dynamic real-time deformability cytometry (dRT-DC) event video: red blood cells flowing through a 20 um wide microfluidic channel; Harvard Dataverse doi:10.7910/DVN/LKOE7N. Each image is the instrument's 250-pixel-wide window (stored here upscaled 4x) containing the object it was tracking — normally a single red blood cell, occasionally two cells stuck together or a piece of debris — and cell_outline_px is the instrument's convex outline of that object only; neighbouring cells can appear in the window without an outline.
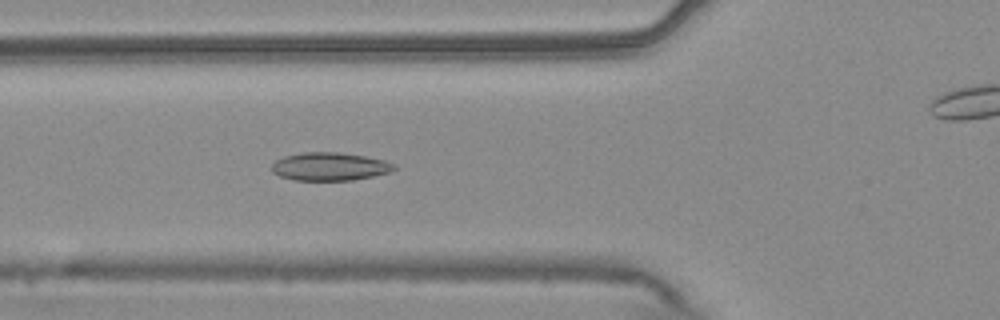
{"species": "common noctule bat (a hibernating species)", "species_latin": "Nyctalus noctula", "temperature_condition": "warm", "stored_images_in_passage": 55, "camera_frame_rate_fps": 3000, "um_per_image_px": 0.085, "animal": {"sex": "male", "body_mass_g": 20.4}, "frame": {"image": 1, "passage_image": 20, "time_ms": 6.333, "image_size_px": [1000, 320], "cell_outline_px": [[396, 168], [392, 172], [352, 180], [296, 180], [280, 176], [272, 172], [272, 164], [276, 160], [284, 156], [304, 152], [340, 152], [364, 156], [384, 160], [396, 164]], "centroid_in_image_um": [28.05, 14.15], "position_along_channel_um": 97.8, "area_um2": 20.06}}
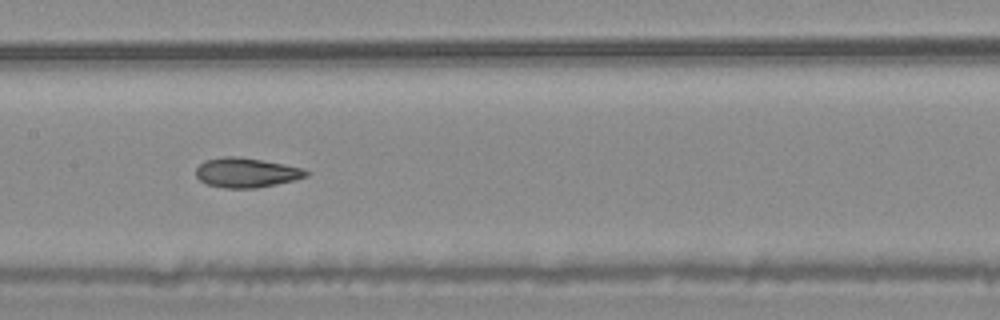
{"frame": {"image": 2, "passage_image": 27, "time_ms": 8.667, "image_size_px": [1000, 320], "cell_outline_px": [[312, 172], [308, 176], [296, 180], [256, 188], [224, 188], [204, 184], [196, 176], [196, 168], [204, 160], [224, 156], [236, 156], [284, 164], [304, 168]], "centroid_in_image_um": [20.95, 14.68], "position_along_channel_um": 186.4, "area_um2": 19.25}}
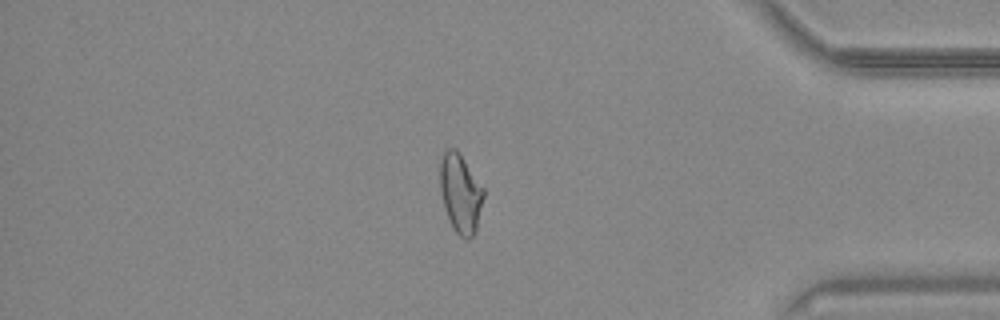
{"frame": {"image": 3, "passage_image": 46, "time_ms": 15.0, "image_size_px": [1000, 320], "cell_outline_px": [[484, 196], [476, 232], [468, 240], [464, 240], [452, 228], [444, 208], [440, 192], [440, 160], [444, 152], [448, 148], [456, 148], [460, 152], [484, 188]], "centroid_in_image_um": [39.14, 16.44], "position_along_channel_um": 396.1, "area_um2": 20.4}, "authors_computed_cell_mechanics": {"area_um2": 20.4034, "velocity_mm_per_s": 3.776, "shape_relaxation_time_tau1_ms": null, "shape_relaxation_time_tau2_ms": 2.9878, "deformation_change_tau1": null, "deformation_change_tau2": 0.0877}}